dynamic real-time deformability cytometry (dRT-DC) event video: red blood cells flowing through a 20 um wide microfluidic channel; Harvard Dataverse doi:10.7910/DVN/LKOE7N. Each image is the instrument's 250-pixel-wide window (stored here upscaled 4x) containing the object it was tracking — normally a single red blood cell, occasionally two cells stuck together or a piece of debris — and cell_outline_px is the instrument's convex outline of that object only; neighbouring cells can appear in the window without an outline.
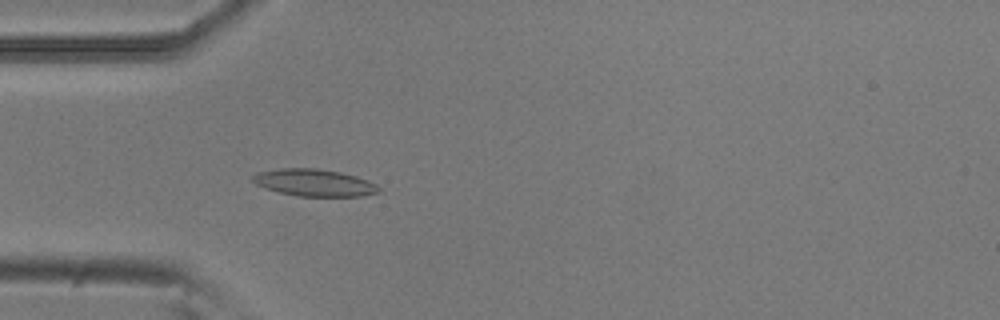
{"species": "common noctule bat (a hibernating species)", "species_latin": "Nyctalus noctula", "temperature_condition": "room temperature", "stored_images_in_passage": 54, "camera_frame_rate_fps": 3000, "um_per_image_px": 0.085, "animal": {"sex": "male", "body_mass_g": 20.5, "forearm_length_mm": 52.5}, "frame": {"image": 1, "passage_image": 16, "time_ms": 5.0, "image_size_px": [1000, 320], "cell_outline_px": [[380, 192], [360, 196], [296, 196], [276, 192], [264, 188], [256, 184], [252, 180], [252, 176], [256, 172], [280, 168], [316, 168], [340, 172], [356, 176], [368, 180], [376, 184], [380, 188]], "centroid_in_image_um": [26.68, 15.53], "position_along_channel_um": 58.3, "area_um2": 20.06}}
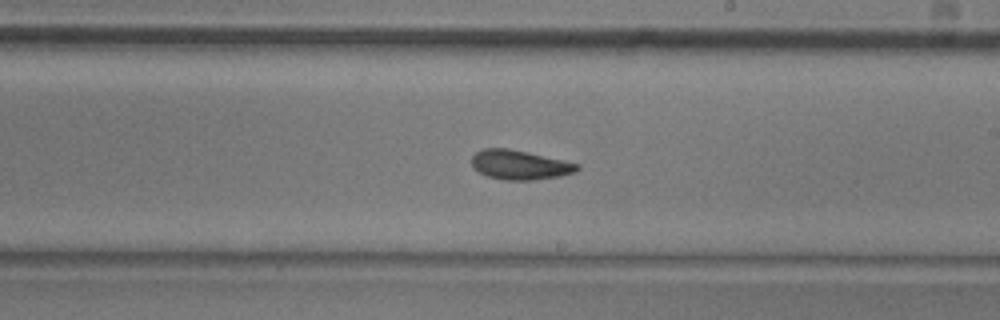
{"frame": {"image": 2, "passage_image": 31, "time_ms": 10.0, "image_size_px": [1000, 320], "cell_outline_px": [[580, 168], [576, 172], [560, 176], [532, 180], [504, 180], [488, 176], [480, 172], [472, 164], [472, 156], [476, 152], [484, 148], [508, 148], [528, 152], [564, 160], [580, 164]], "centroid_in_image_um": [44.22, 14.01], "position_along_channel_um": 244.8, "area_um2": 18.03}}
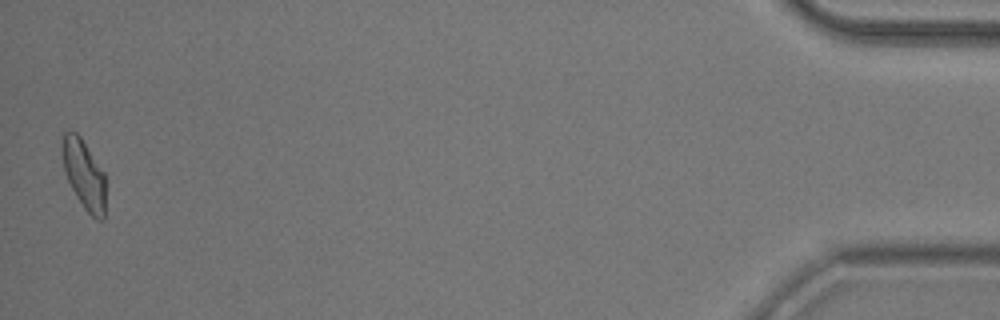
{"frame": {"image": 3, "passage_image": 53, "time_ms": 17.333, "image_size_px": [1000, 320], "cell_outline_px": [[104, 220], [96, 220], [84, 208], [76, 196], [64, 172], [64, 132], [76, 132], [80, 136], [104, 172]], "centroid_in_image_um": [7.17, 14.87], "position_along_channel_um": 428.0, "area_um2": 16.88}, "authors_computed_cell_mechanics": {"area_um2": 18.0336, "velocity_mm_per_s": 3.7749, "shape_relaxation_time_tau1_ms": 4.8437, "shape_relaxation_time_tau2_ms": 5.4654, "deformation_change_tau1": 0.1361, "deformation_change_tau2": 0.1353}}